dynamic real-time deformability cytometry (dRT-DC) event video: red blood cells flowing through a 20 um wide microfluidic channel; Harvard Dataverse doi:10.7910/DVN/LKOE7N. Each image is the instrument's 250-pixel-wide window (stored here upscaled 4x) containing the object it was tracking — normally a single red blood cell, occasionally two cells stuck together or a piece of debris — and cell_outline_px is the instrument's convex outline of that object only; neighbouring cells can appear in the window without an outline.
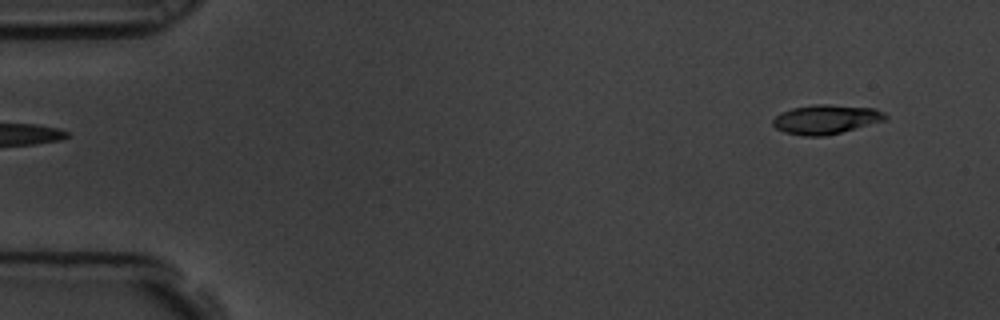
{"species": "common noctule bat (a hibernating species)", "species_latin": "Nyctalus noctula", "temperature_condition": "room temperature", "stored_images_in_passage": 5, "segment_of_instrument_passage": [2, 2], "camera_frame_rate_fps": 3000, "um_per_image_px": 0.085, "animal": {"sex": "male", "body_mass_g": 19.5, "forearm_length_mm": 54.6}, "frame": {"image": 1, "passage_image": 5, "time_ms": 1.333, "image_size_px": [1000, 320], "cell_outline_px": [[888, 120], [824, 136], [804, 136], [784, 132], [776, 128], [772, 124], [772, 120], [780, 112], [792, 108], [816, 104], [828, 104], [876, 108], [884, 112], [888, 116]], "centroid_in_image_um": [70.23, 10.13], "position_along_channel_um": 14.8, "area_um2": 19.31}}